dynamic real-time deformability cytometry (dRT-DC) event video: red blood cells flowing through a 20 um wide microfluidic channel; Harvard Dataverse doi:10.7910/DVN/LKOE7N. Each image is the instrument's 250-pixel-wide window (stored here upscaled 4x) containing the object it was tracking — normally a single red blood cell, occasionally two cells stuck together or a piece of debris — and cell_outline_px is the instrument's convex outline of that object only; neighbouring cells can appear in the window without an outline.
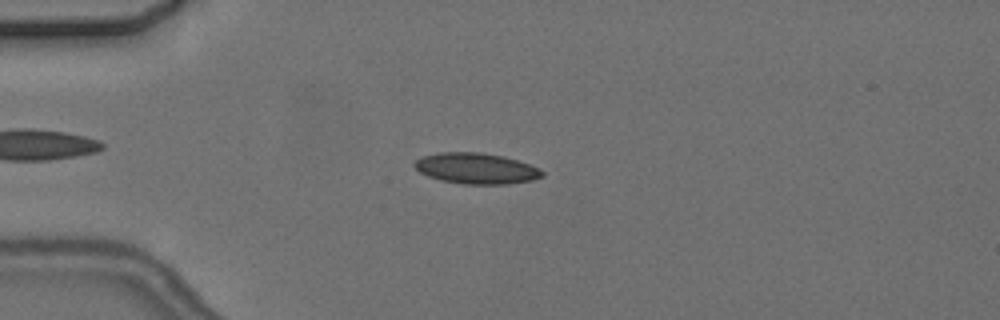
{"species": "common noctule bat (a hibernating species)", "species_latin": "Nyctalus noctula", "temperature_condition": "cold", "stored_images_in_passage": 1, "camera_frame_rate_fps": 3000, "um_per_image_px": 0.085, "animal": {"sex": "female", "body_mass_g": 24.6, "forearm_length_mm": 56.2}, "frame": {"image": 1, "passage_image": 1, "time_ms": 0.0, "image_size_px": [1000, 320], "cell_outline_px": [[544, 176], [532, 180], [508, 184], [464, 184], [440, 180], [428, 176], [420, 172], [412, 164], [416, 160], [424, 156], [440, 152], [480, 152], [504, 156], [540, 168], [544, 172]], "centroid_in_image_um": [40.49, 14.32], "position_along_channel_um": 44.5, "area_um2": 22.95}}